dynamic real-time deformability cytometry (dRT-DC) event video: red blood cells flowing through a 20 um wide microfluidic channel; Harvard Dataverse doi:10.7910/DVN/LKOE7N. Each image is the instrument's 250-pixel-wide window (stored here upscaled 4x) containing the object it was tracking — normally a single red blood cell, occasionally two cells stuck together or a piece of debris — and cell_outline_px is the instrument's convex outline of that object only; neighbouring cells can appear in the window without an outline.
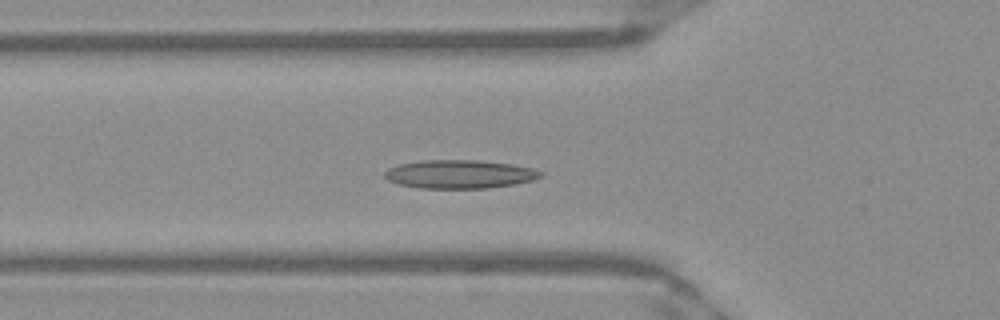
{"species": "Egyptian fruit bat (a non-hibernating species)", "species_latin": "Rousettus aegyptiacus", "temperature_condition": "warm", "stored_images_in_passage": 18, "camera_frame_rate_fps": 3000, "um_per_image_px": 0.085, "frame": {"image": 1, "passage_image": 16, "time_ms": 5.0, "image_size_px": [1000, 320], "cell_outline_px": [[544, 176], [532, 180], [512, 184], [488, 188], [420, 188], [400, 184], [388, 180], [384, 176], [384, 172], [388, 168], [400, 164], [424, 160], [480, 160], [512, 164], [532, 168], [544, 172]], "centroid_in_image_um": [39.08, 14.8], "position_along_channel_um": 86.7, "area_um2": 25.84}}